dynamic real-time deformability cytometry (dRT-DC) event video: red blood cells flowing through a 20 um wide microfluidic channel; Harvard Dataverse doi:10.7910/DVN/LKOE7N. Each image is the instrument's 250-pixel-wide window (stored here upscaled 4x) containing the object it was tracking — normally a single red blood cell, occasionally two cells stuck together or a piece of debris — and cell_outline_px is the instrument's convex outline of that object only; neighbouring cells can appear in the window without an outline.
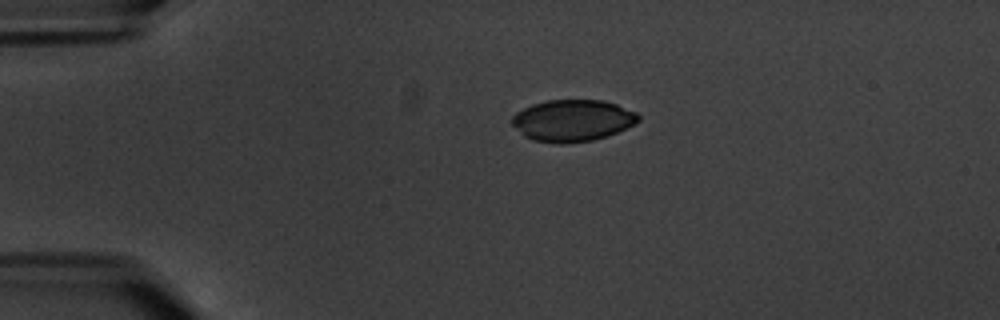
{"species": "common noctule bat (a hibernating species)", "species_latin": "Nyctalus noctula", "temperature_condition": "warm", "stored_images_in_passage": 3, "camera_frame_rate_fps": 3000, "um_per_image_px": 0.085, "animal": {"sex": "male", "body_mass_g": 20.1, "forearm_length_mm": 53.5}, "frame": {"image": 1, "passage_image": 1, "time_ms": 0.0, "image_size_px": [1000, 320], "cell_outline_px": [[640, 120], [616, 132], [592, 140], [560, 144], [532, 140], [524, 136], [512, 124], [512, 116], [516, 112], [532, 104], [548, 100], [600, 100], [616, 104], [636, 112], [640, 116]], "centroid_in_image_um": [48.63, 10.24], "position_along_channel_um": 36.4, "area_um2": 30.4}}